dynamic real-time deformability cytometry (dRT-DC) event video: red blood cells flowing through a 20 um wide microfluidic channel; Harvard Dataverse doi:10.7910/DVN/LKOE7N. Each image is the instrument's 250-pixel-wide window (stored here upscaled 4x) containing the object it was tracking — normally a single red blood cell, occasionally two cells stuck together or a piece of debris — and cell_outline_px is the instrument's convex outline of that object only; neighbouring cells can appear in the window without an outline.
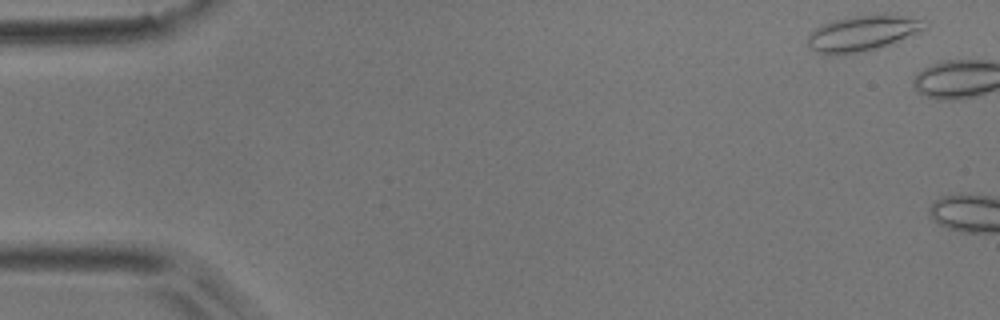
{"species": "common noctule bat (a hibernating species)", "species_latin": "Nyctalus noctula", "temperature_condition": "room temperature", "stored_images_in_passage": 4, "camera_frame_rate_fps": 3000, "um_per_image_px": 0.085, "animal": {"sex": "male", "body_mass_g": 17.9}, "frame": {"image": 1, "passage_image": 1, "time_ms": 0.0, "image_size_px": [1000, 320], "cell_outline_px": [[928, 20], [924, 28], [900, 40], [864, 52], [836, 56], [828, 56], [816, 52], [808, 44], [808, 36], [816, 28], [832, 20], [852, 16], [876, 12], [884, 12]], "centroid_in_image_um": [73.31, 2.8], "position_along_channel_um": 11.7, "area_um2": 24.74}}